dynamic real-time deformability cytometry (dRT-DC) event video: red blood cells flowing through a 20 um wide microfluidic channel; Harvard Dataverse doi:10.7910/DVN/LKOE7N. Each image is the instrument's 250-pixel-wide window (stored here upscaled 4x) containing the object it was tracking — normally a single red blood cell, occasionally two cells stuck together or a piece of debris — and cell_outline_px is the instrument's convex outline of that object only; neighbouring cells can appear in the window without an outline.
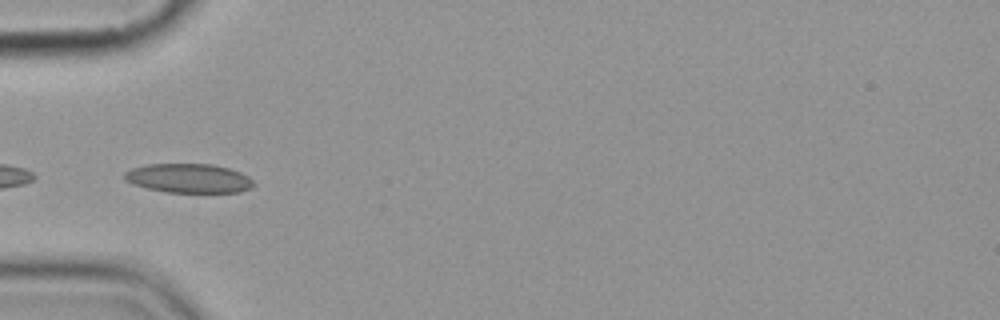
{"species": "common noctule bat (a hibernating species)", "species_latin": "Nyctalus noctula", "temperature_condition": "cold", "stored_images_in_passage": 14, "camera_frame_rate_fps": 3000, "um_per_image_px": 0.085, "animal": {"sex": "female", "body_mass_g": 19.9}, "frame": {"image": 1, "passage_image": 5, "time_ms": 6.0, "image_size_px": [1000, 320], "cell_outline_px": [[256, 184], [252, 188], [240, 192], [164, 192], [132, 184], [124, 180], [124, 172], [132, 168], [148, 164], [212, 164], [228, 168], [240, 172], [248, 176]], "centroid_in_image_um": [16.04, 15.15], "position_along_channel_um": 69.0, "area_um2": 22.02}}
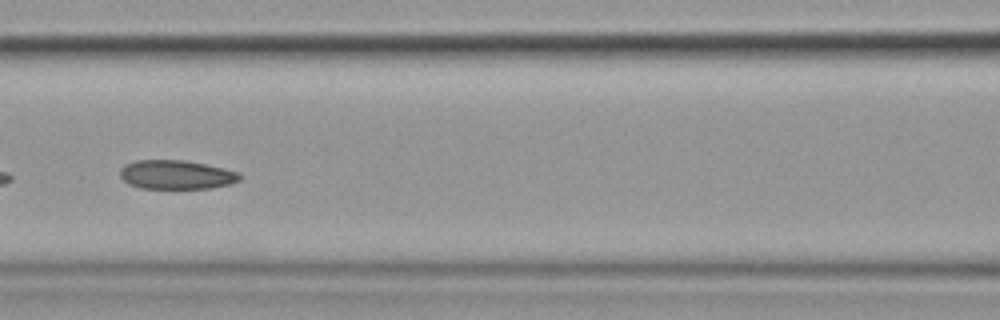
{"frame": {"image": 2, "passage_image": 7, "time_ms": 8.333, "image_size_px": [1000, 320], "cell_outline_px": [[240, 180], [232, 184], [212, 188], [140, 188], [128, 184], [120, 176], [120, 168], [124, 164], [136, 160], [184, 160], [224, 168], [236, 172], [240, 176]], "centroid_in_image_um": [14.96, 14.85], "position_along_channel_um": 151.6, "area_um2": 20.23}}
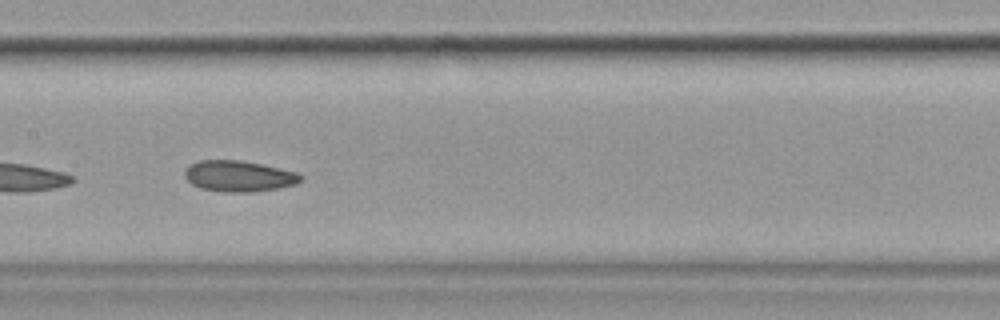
{"frame": {"image": 3, "passage_image": 8, "time_ms": 9.333, "image_size_px": [1000, 320], "cell_outline_px": [[304, 180], [296, 184], [280, 188], [252, 192], [224, 192], [200, 188], [192, 184], [184, 176], [184, 168], [188, 164], [200, 160], [240, 160], [260, 164], [296, 172], [304, 176]], "centroid_in_image_um": [20.29, 14.97], "position_along_channel_um": 187.1, "area_um2": 21.15}, "authors_computed_cell_mechanics": {"area_um2": 21.2415, "velocity_mm_per_s": 3.5697, "shape_relaxation_time_tau1_ms": 9.5096, "shape_relaxation_time_tau2_ms": 3.2798, "deformation_change_tau1": 0.1339, "deformation_change_tau2": 0.068}}